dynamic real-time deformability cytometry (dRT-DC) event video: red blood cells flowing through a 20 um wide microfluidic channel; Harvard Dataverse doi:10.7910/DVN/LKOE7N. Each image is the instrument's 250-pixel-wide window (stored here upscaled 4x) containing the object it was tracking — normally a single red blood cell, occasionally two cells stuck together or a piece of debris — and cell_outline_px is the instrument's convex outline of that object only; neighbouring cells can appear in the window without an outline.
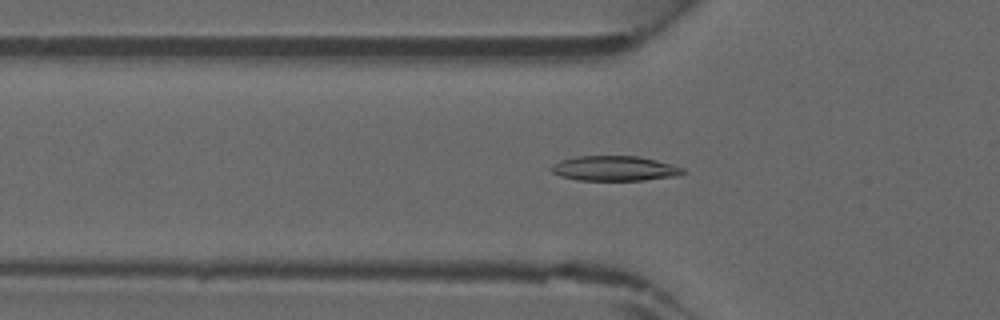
{"species": "common noctule bat (a hibernating species)", "species_latin": "Nyctalus noctula", "temperature_condition": "warm", "stored_images_in_passage": 34, "camera_frame_rate_fps": 3000, "um_per_image_px": 0.085, "animal": {"sex": "male", "forearm_length_mm": 52.5}, "frame": {"image": 1, "passage_image": 4, "time_ms": 1.0, "image_size_px": [1000, 320], "cell_outline_px": [[684, 172], [680, 176], [644, 180], [576, 180], [560, 176], [552, 172], [548, 168], [560, 160], [576, 156], [640, 156], [672, 164], [684, 168]], "centroid_in_image_um": [52.24, 14.31], "position_along_channel_um": 73.6, "area_um2": 19.31}}
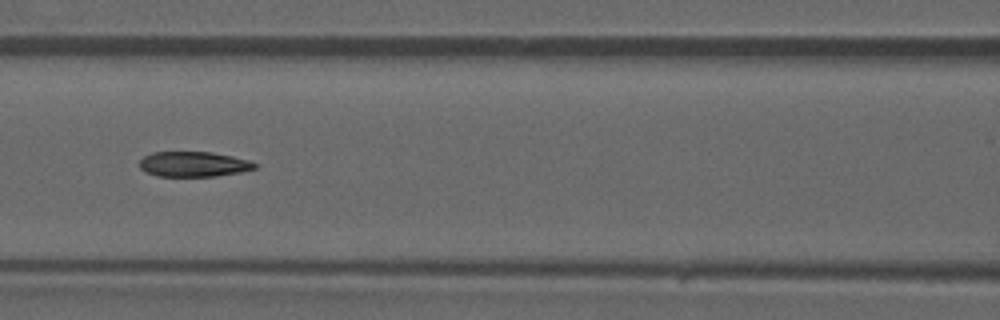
{"frame": {"image": 2, "passage_image": 9, "time_ms": 2.667, "image_size_px": [1000, 320], "cell_outline_px": [[256, 168], [240, 172], [216, 176], [156, 176], [144, 172], [140, 168], [140, 160], [144, 156], [152, 152], [212, 152], [232, 156], [248, 160], [256, 164]], "centroid_in_image_um": [16.42, 13.95], "position_along_channel_um": 150.2, "area_um2": 16.88}}
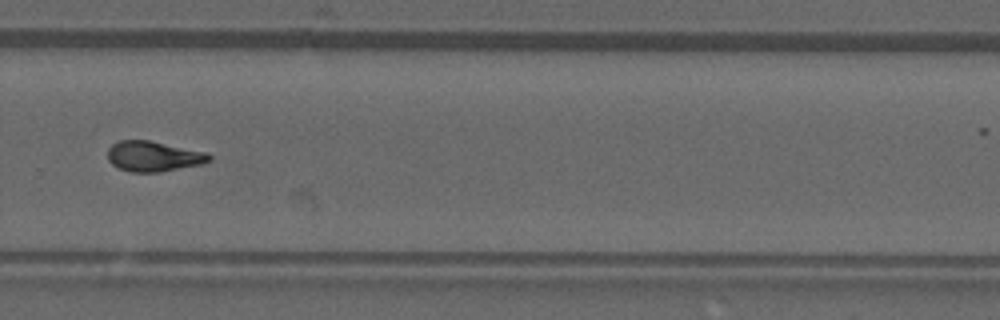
{"frame": {"image": 3, "passage_image": 20, "time_ms": 6.333, "image_size_px": [1000, 320], "cell_outline_px": [[212, 156], [208, 160], [200, 164], [160, 172], [132, 172], [120, 168], [112, 164], [108, 160], [108, 148], [112, 144], [120, 140], [148, 140], [208, 152]], "centroid_in_image_um": [13.03, 13.28], "position_along_channel_um": 316.8, "area_um2": 17.8}}